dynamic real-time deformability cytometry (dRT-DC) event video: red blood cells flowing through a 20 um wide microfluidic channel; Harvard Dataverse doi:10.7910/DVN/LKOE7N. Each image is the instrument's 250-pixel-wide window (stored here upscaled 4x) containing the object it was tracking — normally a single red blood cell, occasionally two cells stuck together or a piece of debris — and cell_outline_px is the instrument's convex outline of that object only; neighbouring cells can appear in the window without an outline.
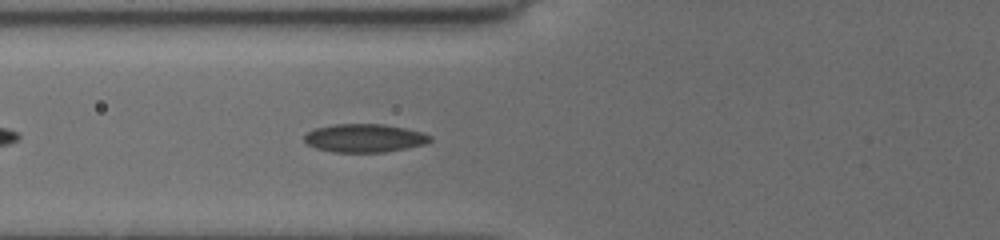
{"species": "common noctule bat (a hibernating species)", "species_latin": "Nyctalus noctula", "temperature_condition": "cold", "stored_images_in_passage": 5, "camera_frame_rate_fps": 3000, "um_per_image_px": 0.085, "animal": {"sex": "female", "body_mass_g": 19.5, "forearm_length_mm": 54.1}, "frame": {"image": 1, "passage_image": 5, "time_ms": 2.0, "image_size_px": [1000, 240], "cell_outline_px": [[432, 140], [424, 144], [384, 152], [332, 152], [316, 148], [304, 144], [304, 136], [308, 132], [316, 128], [332, 124], [384, 124], [424, 132], [432, 136]], "centroid_in_image_um": [30.96, 11.73], "position_along_channel_um": 94.8, "area_um2": 20.81}}